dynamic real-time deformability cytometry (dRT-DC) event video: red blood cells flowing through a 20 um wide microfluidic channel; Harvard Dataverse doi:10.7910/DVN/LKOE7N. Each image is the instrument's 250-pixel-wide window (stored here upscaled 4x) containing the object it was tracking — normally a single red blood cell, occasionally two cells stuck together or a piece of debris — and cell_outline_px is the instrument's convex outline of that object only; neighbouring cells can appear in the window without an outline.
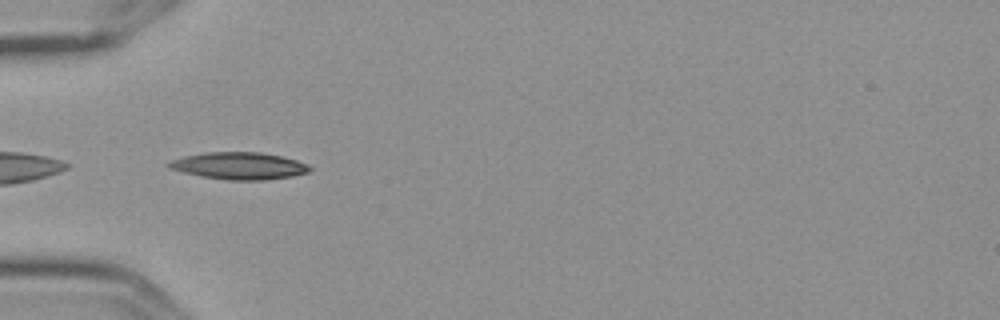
{"species": "Egyptian fruit bat (a non-hibernating species)", "species_latin": "Rousettus aegyptiacus", "temperature_condition": "cold", "stored_images_in_passage": 6, "camera_frame_rate_fps": 3000, "um_per_image_px": 0.085, "frame": {"image": 1, "passage_image": 5, "time_ms": 1.333, "image_size_px": [1000, 320], "cell_outline_px": [[312, 168], [308, 172], [292, 176], [264, 180], [228, 180], [200, 176], [168, 168], [164, 164], [172, 160], [184, 156], [204, 152], [260, 152], [280, 156], [296, 160], [308, 164]], "centroid_in_image_um": [20.3, 14.09], "position_along_channel_um": 64.7, "area_um2": 22.25}}
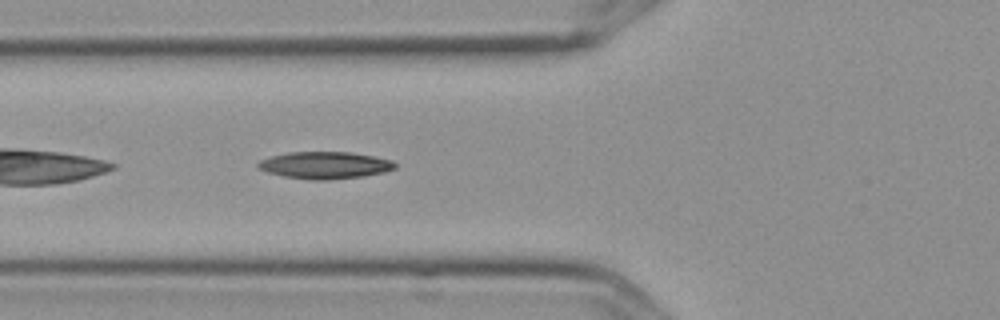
{"frame": {"image": 2, "passage_image": 6, "time_ms": 1.667, "image_size_px": [1000, 320], "cell_outline_px": [[396, 168], [384, 172], [364, 176], [328, 180], [312, 180], [284, 176], [268, 172], [256, 168], [256, 164], [260, 160], [272, 156], [288, 152], [352, 152], [392, 160], [396, 164]], "centroid_in_image_um": [27.61, 14.04], "position_along_channel_um": 98.2, "area_um2": 21.62}}